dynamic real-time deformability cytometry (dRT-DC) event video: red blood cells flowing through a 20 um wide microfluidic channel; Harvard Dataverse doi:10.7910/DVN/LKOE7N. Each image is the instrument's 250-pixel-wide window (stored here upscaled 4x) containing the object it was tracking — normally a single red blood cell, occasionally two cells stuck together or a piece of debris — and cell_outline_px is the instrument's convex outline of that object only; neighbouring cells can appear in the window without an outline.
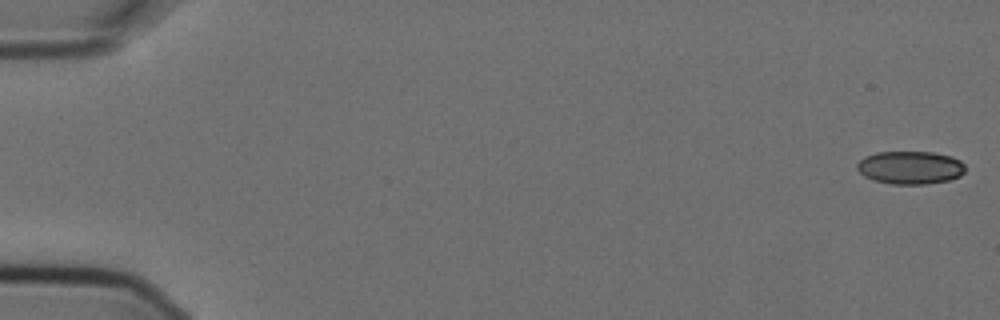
{"species": "Egyptian fruit bat (a non-hibernating species)", "species_latin": "Rousettus aegyptiacus", "temperature_condition": "cold", "stored_images_in_passage": 6, "camera_frame_rate_fps": 3000, "um_per_image_px": 0.085, "animal": {"sex": "female"}, "frame": {"image": 1, "passage_image": 1, "time_ms": 0.0, "image_size_px": [1000, 320], "cell_outline_px": [[964, 172], [960, 176], [948, 180], [924, 184], [892, 184], [872, 180], [864, 176], [856, 168], [856, 164], [864, 156], [876, 152], [932, 152], [952, 156], [960, 160], [964, 164]], "centroid_in_image_um": [77.35, 14.24], "position_along_channel_um": 7.7, "area_um2": 20.92}}
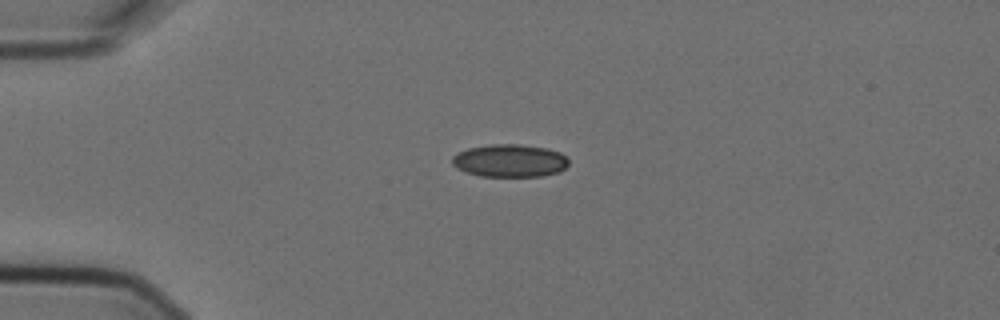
{"frame": {"image": 2, "passage_image": 4, "time_ms": 1.0, "image_size_px": [1000, 320], "cell_outline_px": [[568, 164], [560, 172], [540, 176], [480, 176], [456, 168], [452, 164], [452, 156], [468, 148], [492, 144], [520, 144], [548, 148], [560, 152], [568, 156]], "centroid_in_image_um": [43.36, 13.65], "position_along_channel_um": 41.6, "area_um2": 22.31}}
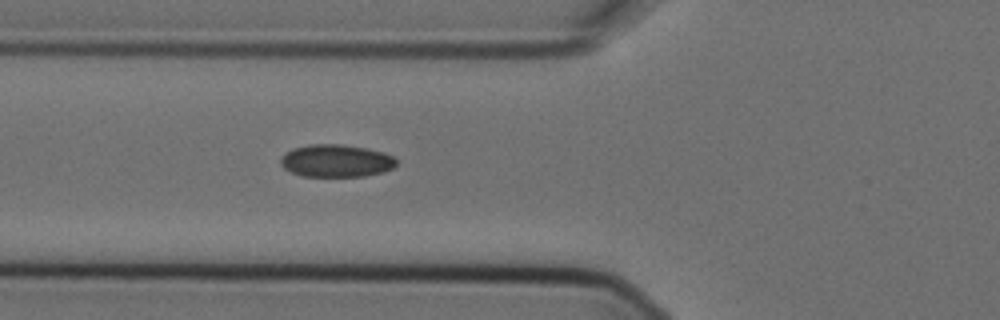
{"frame": {"image": 3, "passage_image": 6, "time_ms": 1.667, "image_size_px": [1000, 320], "cell_outline_px": [[396, 164], [392, 168], [380, 172], [364, 176], [304, 176], [292, 172], [284, 168], [280, 164], [280, 156], [284, 152], [292, 148], [312, 144], [340, 144], [368, 148], [384, 152], [392, 156], [396, 160]], "centroid_in_image_um": [28.53, 13.65], "position_along_channel_um": 97.3, "area_um2": 21.96}}